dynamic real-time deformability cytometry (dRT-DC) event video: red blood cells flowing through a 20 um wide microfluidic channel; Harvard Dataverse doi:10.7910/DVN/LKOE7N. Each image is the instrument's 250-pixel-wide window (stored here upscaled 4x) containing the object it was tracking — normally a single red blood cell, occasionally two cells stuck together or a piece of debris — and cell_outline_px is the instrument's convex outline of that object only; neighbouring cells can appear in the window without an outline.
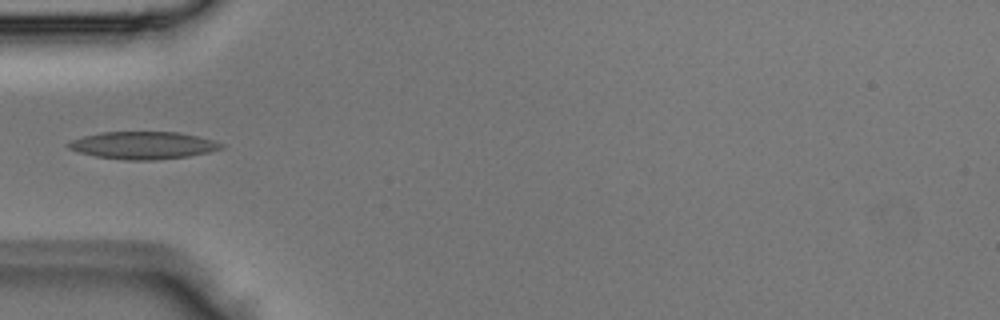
{"species": "Egyptian fruit bat (a non-hibernating species)", "species_latin": "Rousettus aegyptiacus", "temperature_condition": "room temperature", "stored_images_in_passage": 3, "camera_frame_rate_fps": 3000, "um_per_image_px": 0.085, "animal": {"sex": "male"}, "frame": {"image": 1, "passage_image": 3, "time_ms": 0.667, "image_size_px": [1000, 320], "cell_outline_px": [[224, 148], [208, 152], [188, 156], [156, 160], [124, 160], [96, 156], [80, 152], [68, 148], [64, 144], [72, 140], [84, 136], [100, 132], [180, 132], [212, 140], [224, 144]], "centroid_in_image_um": [12.15, 12.35], "position_along_channel_um": 72.8, "area_um2": 24.39}}